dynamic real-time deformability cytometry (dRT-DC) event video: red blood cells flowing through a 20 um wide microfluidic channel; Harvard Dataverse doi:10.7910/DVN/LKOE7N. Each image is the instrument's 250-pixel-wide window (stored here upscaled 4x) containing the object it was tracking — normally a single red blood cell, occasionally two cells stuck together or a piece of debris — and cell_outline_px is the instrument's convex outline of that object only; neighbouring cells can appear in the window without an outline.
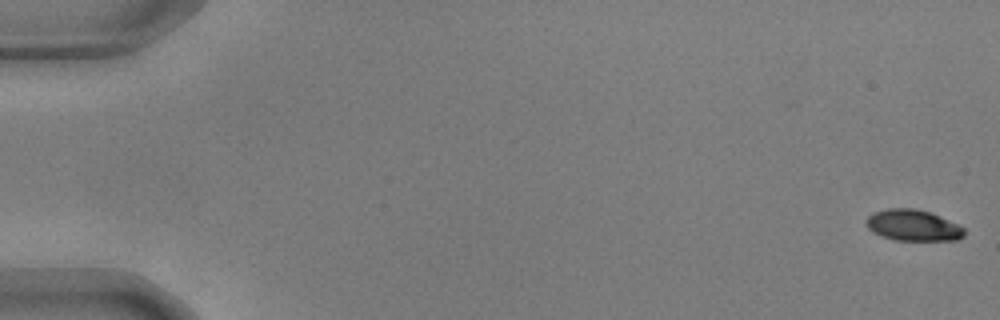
{"species": "common noctule bat (a hibernating species)", "species_latin": "Nyctalus noctula", "temperature_condition": "warm", "stored_images_in_passage": 57, "camera_frame_rate_fps": 3000, "um_per_image_px": 0.085, "animal": {"sex": "male", "body_mass_g": 17.9, "forearm_length_mm": 54.2}, "frame": {"image": 1, "passage_image": 1, "time_ms": 0.0, "image_size_px": [1000, 320], "cell_outline_px": [[964, 236], [956, 240], [896, 240], [880, 236], [872, 232], [864, 224], [864, 220], [872, 212], [888, 208], [916, 208], [932, 212], [964, 228]], "centroid_in_image_um": [77.55, 19.14], "position_along_channel_um": 7.5, "area_um2": 18.03}}
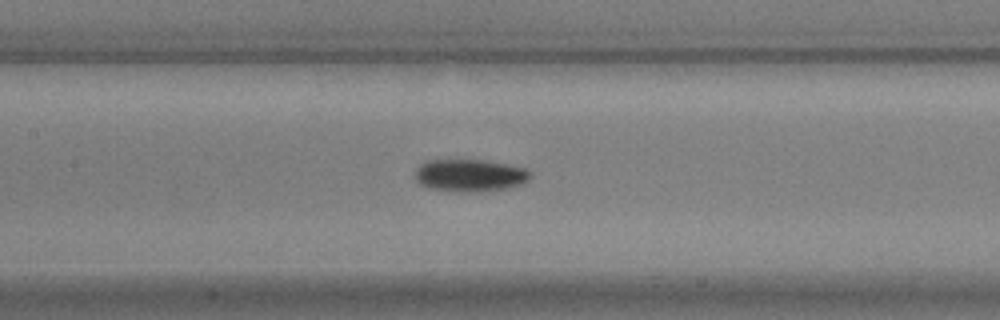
{"frame": {"image": 2, "passage_image": 27, "time_ms": 8.667, "image_size_px": [1000, 320], "cell_outline_px": [[532, 176], [528, 180], [520, 184], [504, 188], [476, 192], [472, 192], [428, 188], [420, 184], [416, 180], [416, 168], [420, 164], [428, 160], [484, 160], [528, 168], [532, 172]], "centroid_in_image_um": [39.96, 14.89], "position_along_channel_um": 167.4, "area_um2": 21.62}}
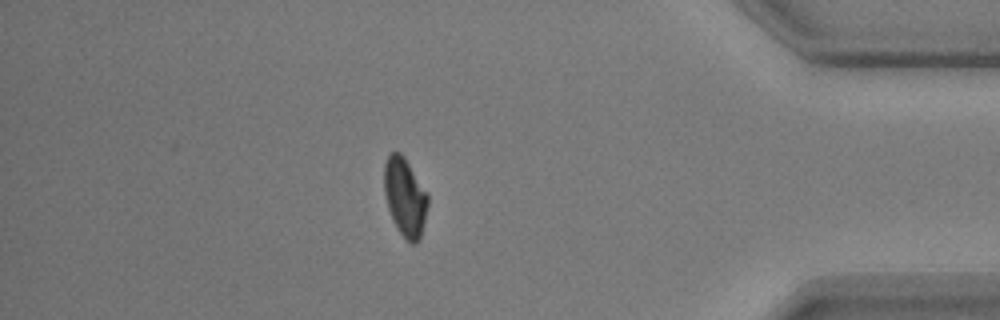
{"frame": {"image": 3, "passage_image": 49, "time_ms": 16.0, "image_size_px": [1000, 320], "cell_outline_px": [[428, 204], [420, 240], [416, 244], [412, 244], [404, 240], [396, 228], [392, 220], [388, 208], [384, 192], [384, 164], [388, 152], [400, 152], [404, 156], [428, 196]], "centroid_in_image_um": [34.4, 16.79], "position_along_channel_um": 400.8, "area_um2": 20.11}, "authors_computed_cell_mechanics": {"area_um2": 20.1144, "velocity_mm_per_s": 3.6529, "shape_relaxation_time_tau1_ms": 3.6475, "shape_relaxation_time_tau2_ms": null, "deformation_change_tau1": 0.1418, "deformation_change_tau2": null}}